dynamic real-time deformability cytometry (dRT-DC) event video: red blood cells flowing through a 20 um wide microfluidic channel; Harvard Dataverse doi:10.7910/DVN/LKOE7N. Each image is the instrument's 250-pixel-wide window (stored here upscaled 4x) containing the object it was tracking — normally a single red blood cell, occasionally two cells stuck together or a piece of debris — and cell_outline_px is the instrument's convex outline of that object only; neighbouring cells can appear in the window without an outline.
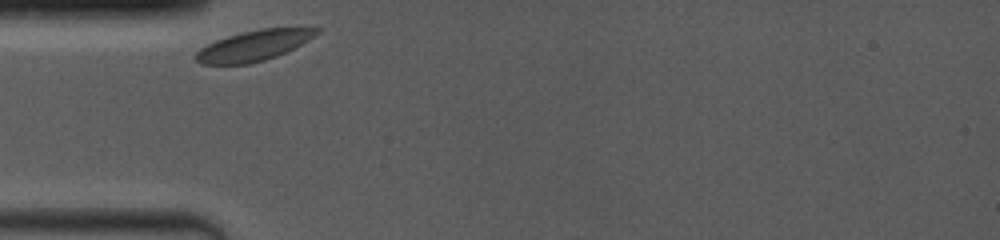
{"species": "common noctule bat (a hibernating species)", "species_latin": "Nyctalus noctula", "temperature_condition": "room temperature", "stored_images_in_passage": 24, "camera_frame_rate_fps": 4000, "um_per_image_px": 0.085, "animal": {"sex": "female", "body_mass_g": 19.0, "forearm_length_mm": 53.3}, "frame": {"image": 1, "passage_image": 1, "time_ms": 0.0, "image_size_px": [1000, 240], "cell_outline_px": [[320, 32], [308, 40], [276, 56], [264, 60], [248, 64], [200, 64], [192, 56], [200, 48], [216, 40], [228, 36], [260, 28], [320, 28]], "centroid_in_image_um": [21.52, 3.88], "position_along_channel_um": 63.5, "area_um2": 21.15}}
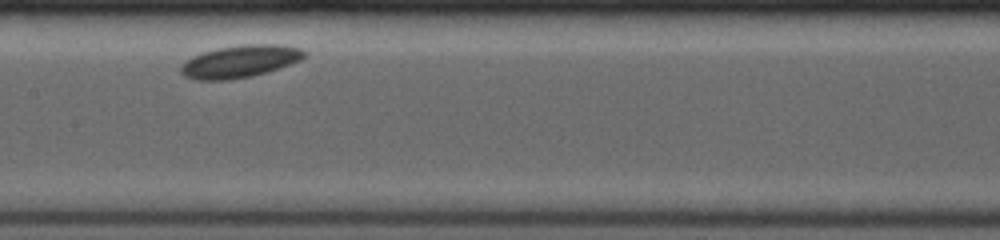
{"frame": {"image": 2, "passage_image": 8, "time_ms": 3.5, "image_size_px": [1000, 240], "cell_outline_px": [[308, 52], [300, 60], [268, 72], [252, 76], [228, 80], [196, 80], [184, 76], [180, 72], [180, 68], [184, 60], [192, 56], [204, 52], [220, 48], [244, 44], [284, 44], [300, 48]], "centroid_in_image_um": [20.4, 5.22], "position_along_channel_um": 187.0, "area_um2": 23.41}}
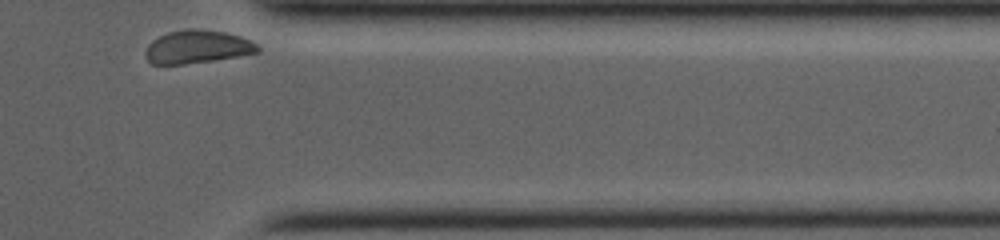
{"frame": {"image": 3, "passage_image": 24, "time_ms": 9.25, "image_size_px": [1000, 240], "cell_outline_px": [[260, 52], [212, 60], [184, 64], [152, 64], [148, 60], [144, 52], [148, 44], [152, 40], [168, 32], [188, 28], [196, 28], [224, 32], [240, 36], [256, 44], [260, 48]], "centroid_in_image_um": [16.74, 3.97], "position_along_channel_um": 394.7, "area_um2": 21.5}, "authors_computed_cell_mechanics": {"area_um2": 21.9351, "velocity_mm_per_s": 3.5926, "shape_relaxation_time_tau1_ms": 0.2745, "shape_relaxation_time_tau2_ms": null, "deformation_change_tau1": 0.0261, "deformation_change_tau2": null}}